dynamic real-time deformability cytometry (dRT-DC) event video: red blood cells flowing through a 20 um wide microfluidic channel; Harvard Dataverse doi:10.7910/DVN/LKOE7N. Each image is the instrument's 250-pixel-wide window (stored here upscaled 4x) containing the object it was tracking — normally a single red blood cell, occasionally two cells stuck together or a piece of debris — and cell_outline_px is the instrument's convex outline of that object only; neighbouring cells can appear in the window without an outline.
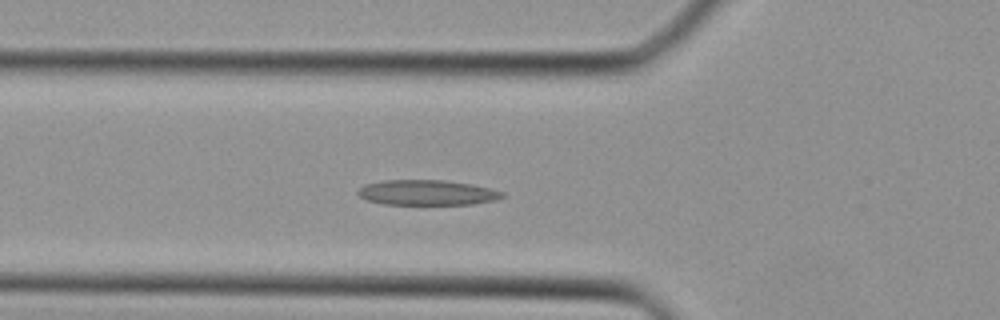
{"species": "Egyptian fruit bat (a non-hibernating species)", "species_latin": "Rousettus aegyptiacus", "temperature_condition": "cold", "stored_images_in_passage": 28, "camera_frame_rate_fps": 3000, "um_per_image_px": 0.085, "animal": {"sex": "female"}, "frame": {"image": 1, "passage_image": 2, "time_ms": 0.333, "image_size_px": [1000, 320], "cell_outline_px": [[504, 196], [496, 200], [472, 204], [384, 204], [368, 200], [360, 196], [356, 192], [364, 184], [384, 180], [444, 180], [472, 184], [504, 192]], "centroid_in_image_um": [36.3, 16.36], "position_along_channel_um": 89.5, "area_um2": 21.1}}
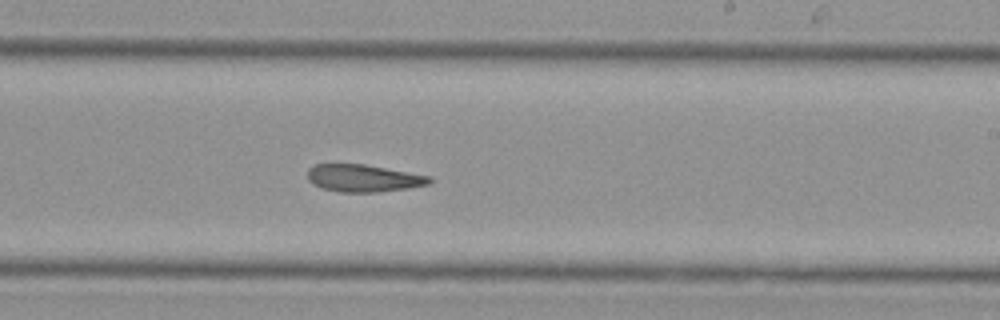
{"frame": {"image": 2, "passage_image": 12, "time_ms": 3.667, "image_size_px": [1000, 320], "cell_outline_px": [[432, 180], [428, 184], [408, 188], [376, 192], [340, 192], [320, 188], [312, 184], [308, 180], [308, 168], [316, 164], [364, 164], [432, 176]], "centroid_in_image_um": [30.87, 15.14], "position_along_channel_um": 258.1, "area_um2": 19.48}}
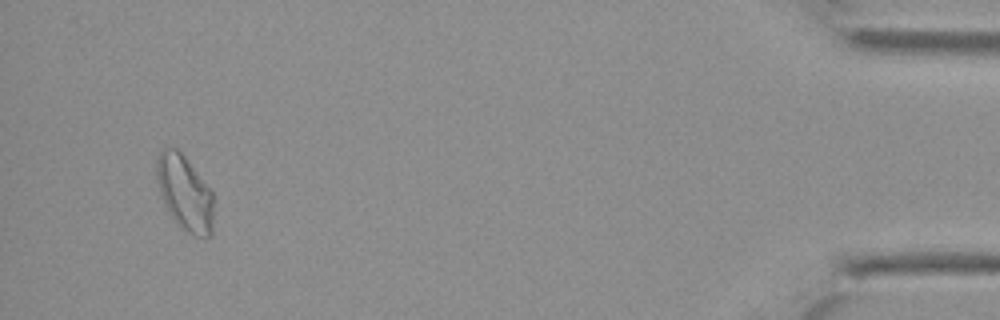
{"frame": {"image": 3, "passage_image": 26, "time_ms": 8.333, "image_size_px": [1000, 320], "cell_outline_px": [[212, 236], [196, 236], [180, 228], [176, 224], [164, 204], [156, 180], [156, 160], [160, 152], [164, 148], [176, 148], [184, 156], [212, 192]], "centroid_in_image_um": [15.67, 16.41], "position_along_channel_um": 419.5, "area_um2": 24.62}}